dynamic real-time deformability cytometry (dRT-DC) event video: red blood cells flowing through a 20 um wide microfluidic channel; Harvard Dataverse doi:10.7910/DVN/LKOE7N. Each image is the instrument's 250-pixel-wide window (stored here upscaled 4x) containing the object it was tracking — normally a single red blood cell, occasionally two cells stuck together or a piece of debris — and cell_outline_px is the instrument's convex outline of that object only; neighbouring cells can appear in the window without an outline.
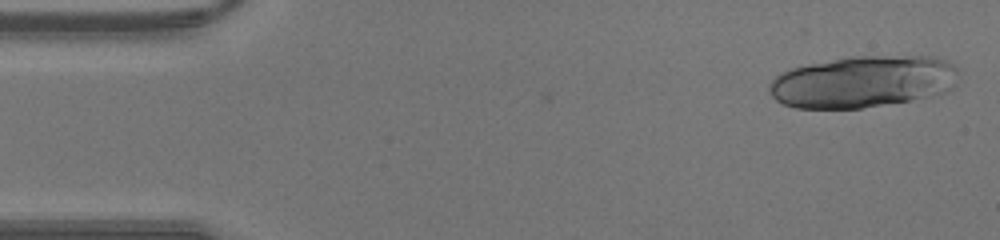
{"species": "human", "species_latin": "Homo sapiens", "temperature_condition": "warm", "stored_images_in_passage": 11, "camera_frame_rate_fps": 3000, "um_per_image_px": 0.085, "donor": {"sex": "male"}, "frame": {"image": 1, "passage_image": 1, "time_ms": 0.0, "image_size_px": [1000, 240], "cell_outline_px": [[956, 84], [948, 92], [940, 96], [860, 108], [796, 108], [784, 104], [776, 100], [772, 96], [768, 88], [768, 84], [776, 76], [792, 68], [848, 56], [936, 56], [952, 64], [956, 68]], "centroid_in_image_um": [73.4, 6.95], "position_along_channel_um": 11.6, "area_um2": 57.51}}
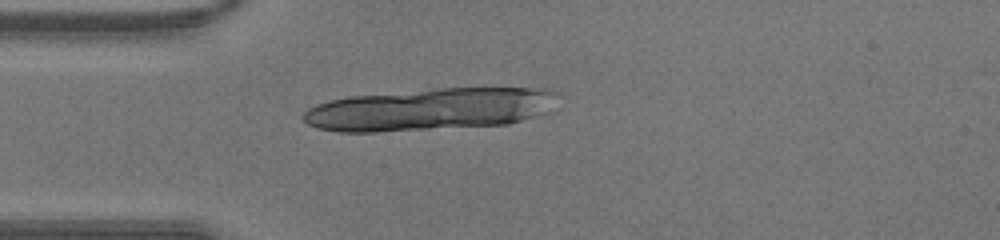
{"frame": {"image": 2, "passage_image": 10, "time_ms": 3.0, "image_size_px": [1000, 240], "cell_outline_px": [[560, 108], [548, 112], [508, 124], [376, 132], [336, 132], [316, 128], [308, 124], [300, 116], [308, 108], [316, 104], [328, 100], [348, 96], [440, 88], [552, 88], [560, 92]], "centroid_in_image_um": [36.64, 9.28], "position_along_channel_um": 48.4, "area_um2": 63.7}}